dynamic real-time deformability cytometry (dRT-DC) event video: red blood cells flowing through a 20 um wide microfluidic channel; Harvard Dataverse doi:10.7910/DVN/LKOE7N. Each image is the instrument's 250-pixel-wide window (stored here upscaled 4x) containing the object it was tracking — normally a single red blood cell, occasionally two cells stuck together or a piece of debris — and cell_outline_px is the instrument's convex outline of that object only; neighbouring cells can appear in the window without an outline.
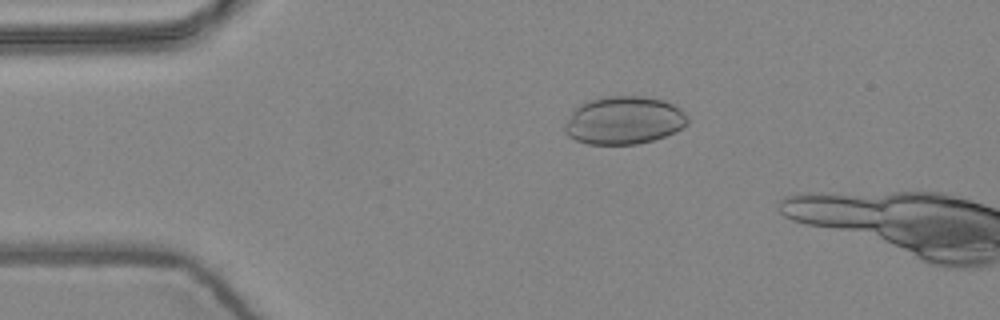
{"species": "common noctule bat (a hibernating species)", "species_latin": "Nyctalus noctula", "temperature_condition": "warm", "stored_images_in_passage": 2, "camera_frame_rate_fps": 3000, "um_per_image_px": 0.085, "animal": {"sex": "female", "body_mass_g": 24.6, "forearm_length_mm": 56.2}, "frame": {"image": 1, "passage_image": 1, "time_ms": 0.0, "image_size_px": [1000, 320], "cell_outline_px": [[688, 124], [664, 136], [652, 140], [636, 144], [588, 144], [576, 140], [568, 136], [564, 132], [564, 124], [572, 112], [580, 104], [588, 100], [600, 96], [644, 96], [664, 100], [680, 108], [688, 116]], "centroid_in_image_um": [53.01, 10.22], "position_along_channel_um": 32.0, "area_um2": 34.39}}